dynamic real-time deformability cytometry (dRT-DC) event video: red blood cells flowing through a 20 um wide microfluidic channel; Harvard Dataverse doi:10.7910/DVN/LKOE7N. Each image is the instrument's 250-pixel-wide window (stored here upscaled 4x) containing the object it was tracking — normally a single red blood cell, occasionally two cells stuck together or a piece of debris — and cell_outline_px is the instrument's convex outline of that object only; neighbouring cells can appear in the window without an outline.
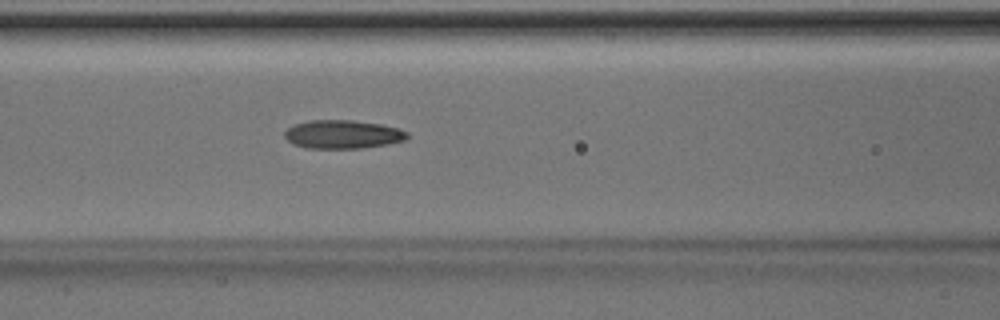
{"species": "Egyptian fruit bat (a non-hibernating species)", "species_latin": "Rousettus aegyptiacus", "temperature_condition": "room temperature", "stored_images_in_passage": 43, "camera_frame_rate_fps": 3000, "um_per_image_px": 0.085, "animal": {"sex": "male"}, "frame": {"image": 1, "passage_image": 17, "time_ms": 5.333, "image_size_px": [1000, 320], "cell_outline_px": [[408, 136], [404, 140], [388, 144], [364, 148], [308, 148], [292, 144], [284, 136], [284, 132], [292, 124], [308, 120], [352, 120], [380, 124], [396, 128], [408, 132]], "centroid_in_image_um": [29.09, 11.41], "position_along_channel_um": 137.5, "area_um2": 20.4}}
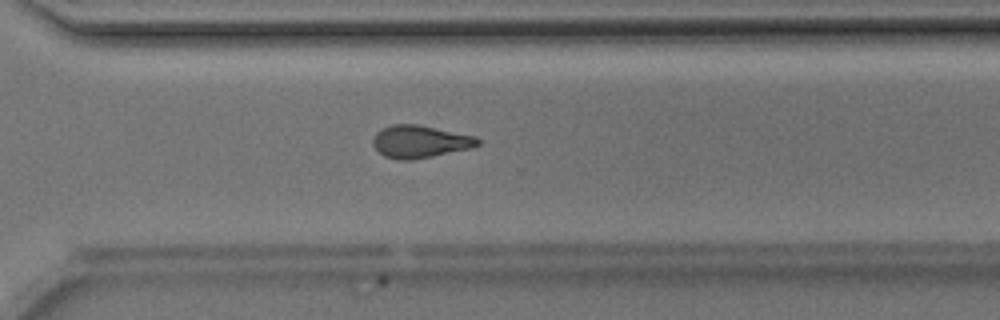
{"frame": {"image": 2, "passage_image": 31, "time_ms": 10.0, "image_size_px": [1000, 320], "cell_outline_px": [[480, 144], [472, 148], [412, 160], [396, 160], [384, 156], [372, 144], [372, 140], [376, 132], [392, 124], [416, 124], [476, 136], [480, 140]], "centroid_in_image_um": [35.7, 12.04], "position_along_channel_um": 334.9, "area_um2": 19.83}}
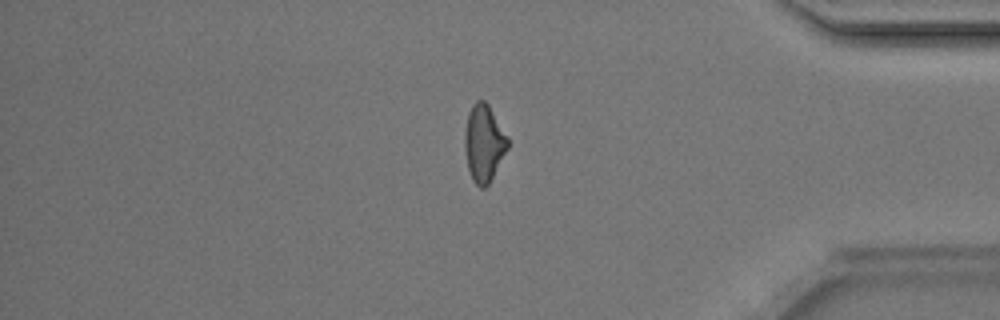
{"frame": {"image": 3, "passage_image": 37, "time_ms": 12.0, "image_size_px": [1000, 320], "cell_outline_px": [[508, 148], [488, 184], [484, 188], [480, 188], [472, 180], [468, 168], [464, 148], [464, 136], [468, 112], [472, 104], [476, 100], [484, 100], [488, 104], [508, 136]], "centroid_in_image_um": [41.12, 12.15], "position_along_channel_um": 394.1, "area_um2": 19.31}, "authors_computed_cell_mechanics": {"area_um2": 19.941, "velocity_mm_per_s": 4.2438, "shape_relaxation_time_tau1_ms": null, "shape_relaxation_time_tau2_ms": 3.2837, "deformation_change_tau1": null, "deformation_change_tau2": 0.1232}}